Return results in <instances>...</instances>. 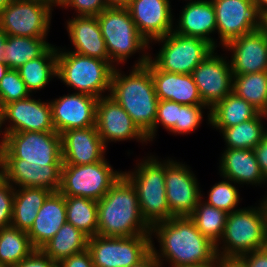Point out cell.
<instances>
[{
  "label": "cell",
  "instance_id": "f907efd6",
  "mask_svg": "<svg viewBox=\"0 0 267 267\" xmlns=\"http://www.w3.org/2000/svg\"><path fill=\"white\" fill-rule=\"evenodd\" d=\"M7 37H8V35L0 27V62H3L2 54L5 52V44L7 42Z\"/></svg>",
  "mask_w": 267,
  "mask_h": 267
},
{
  "label": "cell",
  "instance_id": "484cf974",
  "mask_svg": "<svg viewBox=\"0 0 267 267\" xmlns=\"http://www.w3.org/2000/svg\"><path fill=\"white\" fill-rule=\"evenodd\" d=\"M66 222L65 196L59 192H52L27 232L31 245L34 249H41Z\"/></svg>",
  "mask_w": 267,
  "mask_h": 267
},
{
  "label": "cell",
  "instance_id": "b9f144b4",
  "mask_svg": "<svg viewBox=\"0 0 267 267\" xmlns=\"http://www.w3.org/2000/svg\"><path fill=\"white\" fill-rule=\"evenodd\" d=\"M15 187L3 180L0 183V229L11 226Z\"/></svg>",
  "mask_w": 267,
  "mask_h": 267
},
{
  "label": "cell",
  "instance_id": "f6af8a7d",
  "mask_svg": "<svg viewBox=\"0 0 267 267\" xmlns=\"http://www.w3.org/2000/svg\"><path fill=\"white\" fill-rule=\"evenodd\" d=\"M58 267H93L92 256L88 249L73 254L58 263Z\"/></svg>",
  "mask_w": 267,
  "mask_h": 267
},
{
  "label": "cell",
  "instance_id": "db71d44e",
  "mask_svg": "<svg viewBox=\"0 0 267 267\" xmlns=\"http://www.w3.org/2000/svg\"><path fill=\"white\" fill-rule=\"evenodd\" d=\"M2 126H3L2 125V108L0 107V135L1 134L3 135L2 138L0 139V153L3 152L4 147H5V133H4V131L1 130Z\"/></svg>",
  "mask_w": 267,
  "mask_h": 267
},
{
  "label": "cell",
  "instance_id": "e0dca14e",
  "mask_svg": "<svg viewBox=\"0 0 267 267\" xmlns=\"http://www.w3.org/2000/svg\"><path fill=\"white\" fill-rule=\"evenodd\" d=\"M95 126L106 147L109 142L130 141V139L142 144L148 143L147 137L129 114L110 95L98 99Z\"/></svg>",
  "mask_w": 267,
  "mask_h": 267
},
{
  "label": "cell",
  "instance_id": "7c38bea8",
  "mask_svg": "<svg viewBox=\"0 0 267 267\" xmlns=\"http://www.w3.org/2000/svg\"><path fill=\"white\" fill-rule=\"evenodd\" d=\"M55 5L45 0H12L0 16V27L7 35L47 37Z\"/></svg>",
  "mask_w": 267,
  "mask_h": 267
},
{
  "label": "cell",
  "instance_id": "52a82bcc",
  "mask_svg": "<svg viewBox=\"0 0 267 267\" xmlns=\"http://www.w3.org/2000/svg\"><path fill=\"white\" fill-rule=\"evenodd\" d=\"M266 246L265 214L259 204L228 214L224 233L216 244V251L219 257H240Z\"/></svg>",
  "mask_w": 267,
  "mask_h": 267
},
{
  "label": "cell",
  "instance_id": "6125c7cd",
  "mask_svg": "<svg viewBox=\"0 0 267 267\" xmlns=\"http://www.w3.org/2000/svg\"><path fill=\"white\" fill-rule=\"evenodd\" d=\"M45 1H48V2H50L51 4H54L55 7H56V0H45Z\"/></svg>",
  "mask_w": 267,
  "mask_h": 267
},
{
  "label": "cell",
  "instance_id": "2e32d148",
  "mask_svg": "<svg viewBox=\"0 0 267 267\" xmlns=\"http://www.w3.org/2000/svg\"><path fill=\"white\" fill-rule=\"evenodd\" d=\"M31 96L2 107V125L7 121L10 123L3 128L5 135L28 131H55L50 102H42Z\"/></svg>",
  "mask_w": 267,
  "mask_h": 267
},
{
  "label": "cell",
  "instance_id": "d6a6232c",
  "mask_svg": "<svg viewBox=\"0 0 267 267\" xmlns=\"http://www.w3.org/2000/svg\"><path fill=\"white\" fill-rule=\"evenodd\" d=\"M263 118V113H259L256 117L245 122L224 128L220 133L226 142L227 149L253 150L267 134V128L262 123Z\"/></svg>",
  "mask_w": 267,
  "mask_h": 267
},
{
  "label": "cell",
  "instance_id": "cb8c5ba5",
  "mask_svg": "<svg viewBox=\"0 0 267 267\" xmlns=\"http://www.w3.org/2000/svg\"><path fill=\"white\" fill-rule=\"evenodd\" d=\"M150 72L159 100H169L185 105L204 104L192 74L162 71L151 60Z\"/></svg>",
  "mask_w": 267,
  "mask_h": 267
},
{
  "label": "cell",
  "instance_id": "f5cc1de1",
  "mask_svg": "<svg viewBox=\"0 0 267 267\" xmlns=\"http://www.w3.org/2000/svg\"><path fill=\"white\" fill-rule=\"evenodd\" d=\"M259 16L267 10V0H253Z\"/></svg>",
  "mask_w": 267,
  "mask_h": 267
},
{
  "label": "cell",
  "instance_id": "4316f807",
  "mask_svg": "<svg viewBox=\"0 0 267 267\" xmlns=\"http://www.w3.org/2000/svg\"><path fill=\"white\" fill-rule=\"evenodd\" d=\"M221 156L218 170L222 178L242 185H267L253 150L226 148Z\"/></svg>",
  "mask_w": 267,
  "mask_h": 267
},
{
  "label": "cell",
  "instance_id": "4fadbf2b",
  "mask_svg": "<svg viewBox=\"0 0 267 267\" xmlns=\"http://www.w3.org/2000/svg\"><path fill=\"white\" fill-rule=\"evenodd\" d=\"M198 179L190 167L171 158L165 159V192L174 217H189L203 199Z\"/></svg>",
  "mask_w": 267,
  "mask_h": 267
},
{
  "label": "cell",
  "instance_id": "603a6c76",
  "mask_svg": "<svg viewBox=\"0 0 267 267\" xmlns=\"http://www.w3.org/2000/svg\"><path fill=\"white\" fill-rule=\"evenodd\" d=\"M75 16L69 18L66 23L69 39L74 46V50L71 51L108 61L115 68L116 66L110 61L97 17Z\"/></svg>",
  "mask_w": 267,
  "mask_h": 267
},
{
  "label": "cell",
  "instance_id": "c3c4849f",
  "mask_svg": "<svg viewBox=\"0 0 267 267\" xmlns=\"http://www.w3.org/2000/svg\"><path fill=\"white\" fill-rule=\"evenodd\" d=\"M216 267H247L239 257H217Z\"/></svg>",
  "mask_w": 267,
  "mask_h": 267
},
{
  "label": "cell",
  "instance_id": "91938a15",
  "mask_svg": "<svg viewBox=\"0 0 267 267\" xmlns=\"http://www.w3.org/2000/svg\"><path fill=\"white\" fill-rule=\"evenodd\" d=\"M177 267H216V264H190V265H180Z\"/></svg>",
  "mask_w": 267,
  "mask_h": 267
},
{
  "label": "cell",
  "instance_id": "5b68a950",
  "mask_svg": "<svg viewBox=\"0 0 267 267\" xmlns=\"http://www.w3.org/2000/svg\"><path fill=\"white\" fill-rule=\"evenodd\" d=\"M123 175L134 186L144 221L152 228L173 218L165 192V160L155 155L144 157L132 171Z\"/></svg>",
  "mask_w": 267,
  "mask_h": 267
},
{
  "label": "cell",
  "instance_id": "680465c9",
  "mask_svg": "<svg viewBox=\"0 0 267 267\" xmlns=\"http://www.w3.org/2000/svg\"><path fill=\"white\" fill-rule=\"evenodd\" d=\"M8 70V66L4 62H0V80L4 77Z\"/></svg>",
  "mask_w": 267,
  "mask_h": 267
},
{
  "label": "cell",
  "instance_id": "7a4b0ae2",
  "mask_svg": "<svg viewBox=\"0 0 267 267\" xmlns=\"http://www.w3.org/2000/svg\"><path fill=\"white\" fill-rule=\"evenodd\" d=\"M129 114L136 126L152 142L157 115V98L150 72V59L145 66H133L129 75L117 66L113 70L109 94Z\"/></svg>",
  "mask_w": 267,
  "mask_h": 267
},
{
  "label": "cell",
  "instance_id": "9a60e30c",
  "mask_svg": "<svg viewBox=\"0 0 267 267\" xmlns=\"http://www.w3.org/2000/svg\"><path fill=\"white\" fill-rule=\"evenodd\" d=\"M215 50L192 72L203 103L210 109L233 92L234 75L227 56Z\"/></svg>",
  "mask_w": 267,
  "mask_h": 267
},
{
  "label": "cell",
  "instance_id": "ee69618b",
  "mask_svg": "<svg viewBox=\"0 0 267 267\" xmlns=\"http://www.w3.org/2000/svg\"><path fill=\"white\" fill-rule=\"evenodd\" d=\"M13 267H58L41 249H34L26 258Z\"/></svg>",
  "mask_w": 267,
  "mask_h": 267
},
{
  "label": "cell",
  "instance_id": "f546056e",
  "mask_svg": "<svg viewBox=\"0 0 267 267\" xmlns=\"http://www.w3.org/2000/svg\"><path fill=\"white\" fill-rule=\"evenodd\" d=\"M30 94L41 90L57 77V46L51 45L41 56L32 59L18 69Z\"/></svg>",
  "mask_w": 267,
  "mask_h": 267
},
{
  "label": "cell",
  "instance_id": "ba28073f",
  "mask_svg": "<svg viewBox=\"0 0 267 267\" xmlns=\"http://www.w3.org/2000/svg\"><path fill=\"white\" fill-rule=\"evenodd\" d=\"M107 159L86 165L62 164L58 192L99 201L122 176Z\"/></svg>",
  "mask_w": 267,
  "mask_h": 267
},
{
  "label": "cell",
  "instance_id": "44dd1931",
  "mask_svg": "<svg viewBox=\"0 0 267 267\" xmlns=\"http://www.w3.org/2000/svg\"><path fill=\"white\" fill-rule=\"evenodd\" d=\"M60 135L62 164L86 165L105 158L106 146L96 126L70 129Z\"/></svg>",
  "mask_w": 267,
  "mask_h": 267
},
{
  "label": "cell",
  "instance_id": "836d02e7",
  "mask_svg": "<svg viewBox=\"0 0 267 267\" xmlns=\"http://www.w3.org/2000/svg\"><path fill=\"white\" fill-rule=\"evenodd\" d=\"M67 223L81 230L88 237L98 231V202L78 196H65Z\"/></svg>",
  "mask_w": 267,
  "mask_h": 267
},
{
  "label": "cell",
  "instance_id": "ab89813d",
  "mask_svg": "<svg viewBox=\"0 0 267 267\" xmlns=\"http://www.w3.org/2000/svg\"><path fill=\"white\" fill-rule=\"evenodd\" d=\"M204 109H208L207 120L210 124V108L205 104L198 105H185L183 104L179 108L178 121L176 122L174 128L170 131L173 134H189L194 132L203 120Z\"/></svg>",
  "mask_w": 267,
  "mask_h": 267
},
{
  "label": "cell",
  "instance_id": "ffe728a7",
  "mask_svg": "<svg viewBox=\"0 0 267 267\" xmlns=\"http://www.w3.org/2000/svg\"><path fill=\"white\" fill-rule=\"evenodd\" d=\"M170 0H131L126 6L139 33L152 41L174 31Z\"/></svg>",
  "mask_w": 267,
  "mask_h": 267
},
{
  "label": "cell",
  "instance_id": "d590c367",
  "mask_svg": "<svg viewBox=\"0 0 267 267\" xmlns=\"http://www.w3.org/2000/svg\"><path fill=\"white\" fill-rule=\"evenodd\" d=\"M233 93L263 113L267 108V71L235 75Z\"/></svg>",
  "mask_w": 267,
  "mask_h": 267
},
{
  "label": "cell",
  "instance_id": "3957f363",
  "mask_svg": "<svg viewBox=\"0 0 267 267\" xmlns=\"http://www.w3.org/2000/svg\"><path fill=\"white\" fill-rule=\"evenodd\" d=\"M97 202V235L105 237L151 235V227L141 214L136 190L123 174Z\"/></svg>",
  "mask_w": 267,
  "mask_h": 267
},
{
  "label": "cell",
  "instance_id": "9c48e42d",
  "mask_svg": "<svg viewBox=\"0 0 267 267\" xmlns=\"http://www.w3.org/2000/svg\"><path fill=\"white\" fill-rule=\"evenodd\" d=\"M156 41L162 46L154 59L150 54V60L160 70L177 74H192L202 61L217 50L204 39L174 31L152 42Z\"/></svg>",
  "mask_w": 267,
  "mask_h": 267
},
{
  "label": "cell",
  "instance_id": "be15d7a7",
  "mask_svg": "<svg viewBox=\"0 0 267 267\" xmlns=\"http://www.w3.org/2000/svg\"><path fill=\"white\" fill-rule=\"evenodd\" d=\"M263 115H264V119H265V118L267 119V108H266V110L263 112Z\"/></svg>",
  "mask_w": 267,
  "mask_h": 267
},
{
  "label": "cell",
  "instance_id": "60d3db41",
  "mask_svg": "<svg viewBox=\"0 0 267 267\" xmlns=\"http://www.w3.org/2000/svg\"><path fill=\"white\" fill-rule=\"evenodd\" d=\"M183 104L169 101L159 100L157 105V115L154 123V137L156 136L159 124L167 131H171L178 121L179 108Z\"/></svg>",
  "mask_w": 267,
  "mask_h": 267
},
{
  "label": "cell",
  "instance_id": "5bb4252c",
  "mask_svg": "<svg viewBox=\"0 0 267 267\" xmlns=\"http://www.w3.org/2000/svg\"><path fill=\"white\" fill-rule=\"evenodd\" d=\"M211 1L216 14V32L222 47L260 27V16L253 0Z\"/></svg>",
  "mask_w": 267,
  "mask_h": 267
},
{
  "label": "cell",
  "instance_id": "7bdbcfd3",
  "mask_svg": "<svg viewBox=\"0 0 267 267\" xmlns=\"http://www.w3.org/2000/svg\"><path fill=\"white\" fill-rule=\"evenodd\" d=\"M58 6L73 8L77 16H97L108 8L105 0H60Z\"/></svg>",
  "mask_w": 267,
  "mask_h": 267
},
{
  "label": "cell",
  "instance_id": "f1b7e54d",
  "mask_svg": "<svg viewBox=\"0 0 267 267\" xmlns=\"http://www.w3.org/2000/svg\"><path fill=\"white\" fill-rule=\"evenodd\" d=\"M260 112L243 98L231 93L210 109V124L221 132L256 117Z\"/></svg>",
  "mask_w": 267,
  "mask_h": 267
},
{
  "label": "cell",
  "instance_id": "11a10c76",
  "mask_svg": "<svg viewBox=\"0 0 267 267\" xmlns=\"http://www.w3.org/2000/svg\"><path fill=\"white\" fill-rule=\"evenodd\" d=\"M5 180V173H4V159L2 153H0V183Z\"/></svg>",
  "mask_w": 267,
  "mask_h": 267
},
{
  "label": "cell",
  "instance_id": "6f0895ef",
  "mask_svg": "<svg viewBox=\"0 0 267 267\" xmlns=\"http://www.w3.org/2000/svg\"><path fill=\"white\" fill-rule=\"evenodd\" d=\"M260 202H261L260 204L263 208L264 214H265V222H266V228H267V195L266 197L264 196V198Z\"/></svg>",
  "mask_w": 267,
  "mask_h": 267
},
{
  "label": "cell",
  "instance_id": "1f68e13d",
  "mask_svg": "<svg viewBox=\"0 0 267 267\" xmlns=\"http://www.w3.org/2000/svg\"><path fill=\"white\" fill-rule=\"evenodd\" d=\"M47 37H19L8 35L3 62L9 69H18L26 62L41 56L52 44Z\"/></svg>",
  "mask_w": 267,
  "mask_h": 267
},
{
  "label": "cell",
  "instance_id": "30bf717a",
  "mask_svg": "<svg viewBox=\"0 0 267 267\" xmlns=\"http://www.w3.org/2000/svg\"><path fill=\"white\" fill-rule=\"evenodd\" d=\"M93 267H131L152 250L151 235L133 237L92 236L88 247Z\"/></svg>",
  "mask_w": 267,
  "mask_h": 267
},
{
  "label": "cell",
  "instance_id": "74e56055",
  "mask_svg": "<svg viewBox=\"0 0 267 267\" xmlns=\"http://www.w3.org/2000/svg\"><path fill=\"white\" fill-rule=\"evenodd\" d=\"M219 181L208 191V199L205 200L208 205L223 210L228 214L234 212L240 203L239 189L236 187L235 182L229 179ZM234 183V184H232Z\"/></svg>",
  "mask_w": 267,
  "mask_h": 267
},
{
  "label": "cell",
  "instance_id": "f35d334b",
  "mask_svg": "<svg viewBox=\"0 0 267 267\" xmlns=\"http://www.w3.org/2000/svg\"><path fill=\"white\" fill-rule=\"evenodd\" d=\"M26 84L17 69H9L0 80V107L29 97Z\"/></svg>",
  "mask_w": 267,
  "mask_h": 267
},
{
  "label": "cell",
  "instance_id": "816d5d0a",
  "mask_svg": "<svg viewBox=\"0 0 267 267\" xmlns=\"http://www.w3.org/2000/svg\"><path fill=\"white\" fill-rule=\"evenodd\" d=\"M131 0H105L108 7H126Z\"/></svg>",
  "mask_w": 267,
  "mask_h": 267
},
{
  "label": "cell",
  "instance_id": "4dcf8cb0",
  "mask_svg": "<svg viewBox=\"0 0 267 267\" xmlns=\"http://www.w3.org/2000/svg\"><path fill=\"white\" fill-rule=\"evenodd\" d=\"M88 236L70 223H65L41 248L56 263L88 247Z\"/></svg>",
  "mask_w": 267,
  "mask_h": 267
},
{
  "label": "cell",
  "instance_id": "681fc988",
  "mask_svg": "<svg viewBox=\"0 0 267 267\" xmlns=\"http://www.w3.org/2000/svg\"><path fill=\"white\" fill-rule=\"evenodd\" d=\"M160 264L158 263V260L154 254V252L151 250L142 260H140L138 263L134 264L131 267H159Z\"/></svg>",
  "mask_w": 267,
  "mask_h": 267
},
{
  "label": "cell",
  "instance_id": "9f6ffc18",
  "mask_svg": "<svg viewBox=\"0 0 267 267\" xmlns=\"http://www.w3.org/2000/svg\"><path fill=\"white\" fill-rule=\"evenodd\" d=\"M260 27L267 30V10L260 16Z\"/></svg>",
  "mask_w": 267,
  "mask_h": 267
},
{
  "label": "cell",
  "instance_id": "83f0119b",
  "mask_svg": "<svg viewBox=\"0 0 267 267\" xmlns=\"http://www.w3.org/2000/svg\"><path fill=\"white\" fill-rule=\"evenodd\" d=\"M52 191L43 187L15 188L11 226L28 232Z\"/></svg>",
  "mask_w": 267,
  "mask_h": 267
},
{
  "label": "cell",
  "instance_id": "277c9868",
  "mask_svg": "<svg viewBox=\"0 0 267 267\" xmlns=\"http://www.w3.org/2000/svg\"><path fill=\"white\" fill-rule=\"evenodd\" d=\"M110 61L118 66L136 52L142 55L133 66H145L150 53V43L139 33L126 7H108L96 16ZM117 64V65H116Z\"/></svg>",
  "mask_w": 267,
  "mask_h": 267
},
{
  "label": "cell",
  "instance_id": "8d00e7d4",
  "mask_svg": "<svg viewBox=\"0 0 267 267\" xmlns=\"http://www.w3.org/2000/svg\"><path fill=\"white\" fill-rule=\"evenodd\" d=\"M228 213L208 205L202 199L189 218L195 223L201 234L217 244L221 239Z\"/></svg>",
  "mask_w": 267,
  "mask_h": 267
},
{
  "label": "cell",
  "instance_id": "6da1fadb",
  "mask_svg": "<svg viewBox=\"0 0 267 267\" xmlns=\"http://www.w3.org/2000/svg\"><path fill=\"white\" fill-rule=\"evenodd\" d=\"M157 238V250L152 238V251L160 266L164 260L170 267L190 264H216V244L203 236L189 217H173L156 223L151 228V236Z\"/></svg>",
  "mask_w": 267,
  "mask_h": 267
},
{
  "label": "cell",
  "instance_id": "7402d4cb",
  "mask_svg": "<svg viewBox=\"0 0 267 267\" xmlns=\"http://www.w3.org/2000/svg\"><path fill=\"white\" fill-rule=\"evenodd\" d=\"M61 167L62 165L38 166L23 159H4L5 180L15 188L43 187L58 192Z\"/></svg>",
  "mask_w": 267,
  "mask_h": 267
},
{
  "label": "cell",
  "instance_id": "e575fe53",
  "mask_svg": "<svg viewBox=\"0 0 267 267\" xmlns=\"http://www.w3.org/2000/svg\"><path fill=\"white\" fill-rule=\"evenodd\" d=\"M33 250L26 231L13 226L0 229V264L3 267H13Z\"/></svg>",
  "mask_w": 267,
  "mask_h": 267
},
{
  "label": "cell",
  "instance_id": "8fae6325",
  "mask_svg": "<svg viewBox=\"0 0 267 267\" xmlns=\"http://www.w3.org/2000/svg\"><path fill=\"white\" fill-rule=\"evenodd\" d=\"M3 159H23L38 166L62 165L61 135L56 131L5 135Z\"/></svg>",
  "mask_w": 267,
  "mask_h": 267
},
{
  "label": "cell",
  "instance_id": "7dc6e473",
  "mask_svg": "<svg viewBox=\"0 0 267 267\" xmlns=\"http://www.w3.org/2000/svg\"><path fill=\"white\" fill-rule=\"evenodd\" d=\"M259 168L267 179V134L263 137L262 141L253 149Z\"/></svg>",
  "mask_w": 267,
  "mask_h": 267
},
{
  "label": "cell",
  "instance_id": "d6986e66",
  "mask_svg": "<svg viewBox=\"0 0 267 267\" xmlns=\"http://www.w3.org/2000/svg\"><path fill=\"white\" fill-rule=\"evenodd\" d=\"M223 48L231 52L234 76L267 71V30L259 27L231 40Z\"/></svg>",
  "mask_w": 267,
  "mask_h": 267
},
{
  "label": "cell",
  "instance_id": "94428289",
  "mask_svg": "<svg viewBox=\"0 0 267 267\" xmlns=\"http://www.w3.org/2000/svg\"><path fill=\"white\" fill-rule=\"evenodd\" d=\"M12 0H0V16L3 10L6 8V6L11 2Z\"/></svg>",
  "mask_w": 267,
  "mask_h": 267
},
{
  "label": "cell",
  "instance_id": "ac0fdd59",
  "mask_svg": "<svg viewBox=\"0 0 267 267\" xmlns=\"http://www.w3.org/2000/svg\"><path fill=\"white\" fill-rule=\"evenodd\" d=\"M55 131L89 128L96 125V107L98 98L81 93L60 96L49 101Z\"/></svg>",
  "mask_w": 267,
  "mask_h": 267
},
{
  "label": "cell",
  "instance_id": "e7e4bbea",
  "mask_svg": "<svg viewBox=\"0 0 267 267\" xmlns=\"http://www.w3.org/2000/svg\"><path fill=\"white\" fill-rule=\"evenodd\" d=\"M60 3V0H56V6H58Z\"/></svg>",
  "mask_w": 267,
  "mask_h": 267
},
{
  "label": "cell",
  "instance_id": "d4e9b609",
  "mask_svg": "<svg viewBox=\"0 0 267 267\" xmlns=\"http://www.w3.org/2000/svg\"><path fill=\"white\" fill-rule=\"evenodd\" d=\"M174 32L178 34L196 36L211 43L217 48L215 41L210 35L216 32V14L211 0L191 1L180 10Z\"/></svg>",
  "mask_w": 267,
  "mask_h": 267
},
{
  "label": "cell",
  "instance_id": "bcb514c9",
  "mask_svg": "<svg viewBox=\"0 0 267 267\" xmlns=\"http://www.w3.org/2000/svg\"><path fill=\"white\" fill-rule=\"evenodd\" d=\"M247 267H267V246L239 257Z\"/></svg>",
  "mask_w": 267,
  "mask_h": 267
},
{
  "label": "cell",
  "instance_id": "8992f818",
  "mask_svg": "<svg viewBox=\"0 0 267 267\" xmlns=\"http://www.w3.org/2000/svg\"><path fill=\"white\" fill-rule=\"evenodd\" d=\"M114 67L105 60L57 48V77L77 93L101 98L110 94ZM103 93V94H102Z\"/></svg>",
  "mask_w": 267,
  "mask_h": 267
}]
</instances>
